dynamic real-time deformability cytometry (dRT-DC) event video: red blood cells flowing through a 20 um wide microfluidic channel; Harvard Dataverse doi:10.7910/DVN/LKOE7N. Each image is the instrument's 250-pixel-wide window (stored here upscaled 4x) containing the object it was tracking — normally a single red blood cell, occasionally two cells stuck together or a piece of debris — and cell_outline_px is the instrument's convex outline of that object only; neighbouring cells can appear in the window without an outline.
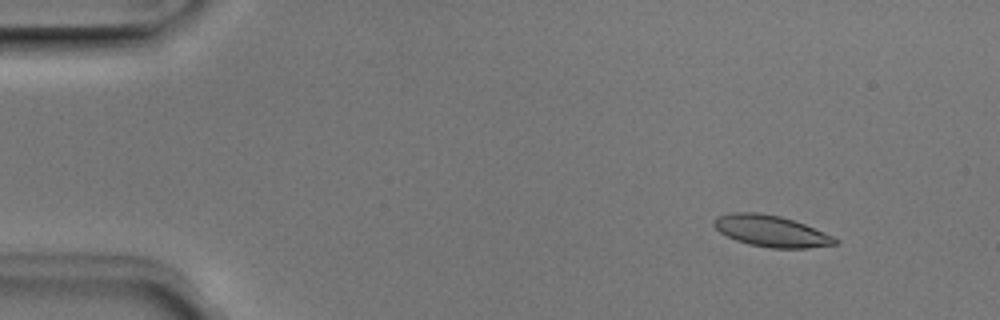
{"species": "Egyptian fruit bat (a non-hibernating species)", "species_latin": "Rousettus aegyptiacus", "temperature_condition": "room temperature", "stored_images_in_passage": 52, "camera_frame_rate_fps": 3000, "um_per_image_px": 0.085, "animal": {"sex": "male"}, "frame": {"image": 1, "passage_image": 6, "time_ms": 1.667, "image_size_px": [1000, 320], "cell_outline_px": [[840, 240], [836, 244], [808, 248], [768, 248], [748, 244], [736, 240], [720, 232], [712, 224], [712, 220], [716, 216], [732, 212], [756, 212], [780, 216], [804, 224], [832, 236]], "centroid_in_image_um": [65.5, 19.64], "position_along_channel_um": 19.5, "area_um2": 22.08}}
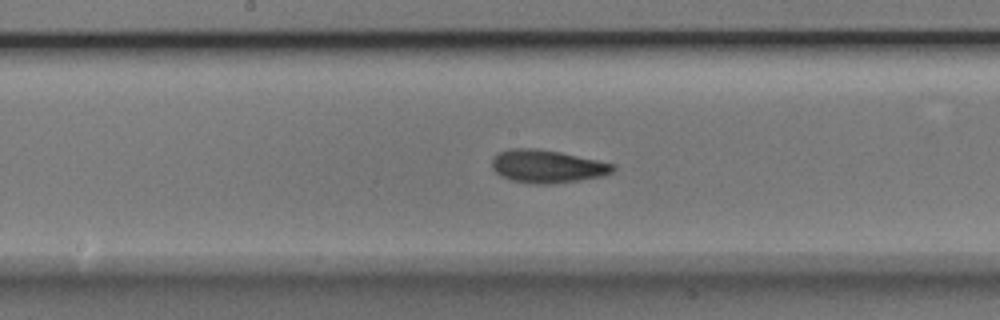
{"frame": {"image": 2, "passage_image": 27, "time_ms": 8.667, "image_size_px": [1000, 320], "cell_outline_px": [[616, 168], [612, 172], [604, 176], [580, 180], [552, 184], [532, 184], [512, 180], [500, 176], [492, 168], [492, 160], [496, 152], [508, 148], [536, 148], [560, 152], [616, 164]], "centroid_in_image_um": [46.5, 14.14], "position_along_channel_um": 201.7, "area_um2": 23.52}}
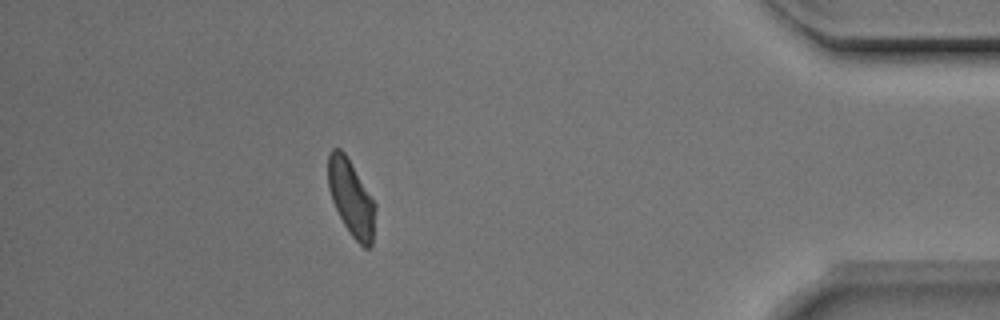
{"frame": {"image": 3, "passage_image": 46, "time_ms": 15.0, "image_size_px": [1000, 320], "cell_outline_px": [[376, 208], [372, 244], [368, 248], [364, 248], [352, 236], [344, 224], [332, 200], [328, 188], [328, 152], [332, 148], [340, 148], [344, 152], [376, 204]], "centroid_in_image_um": [29.84, 16.82], "position_along_channel_um": 405.4, "area_um2": 20.69}, "authors_computed_cell_mechanics": {"area_um2": 22.0218, "velocity_mm_per_s": 3.9543, "shape_relaxation_time_tau1_ms": 2.8879, "shape_relaxation_time_tau2_ms": 2.0351, "deformation_change_tau1": 0.1182, "deformation_change_tau2": 0.0734}}